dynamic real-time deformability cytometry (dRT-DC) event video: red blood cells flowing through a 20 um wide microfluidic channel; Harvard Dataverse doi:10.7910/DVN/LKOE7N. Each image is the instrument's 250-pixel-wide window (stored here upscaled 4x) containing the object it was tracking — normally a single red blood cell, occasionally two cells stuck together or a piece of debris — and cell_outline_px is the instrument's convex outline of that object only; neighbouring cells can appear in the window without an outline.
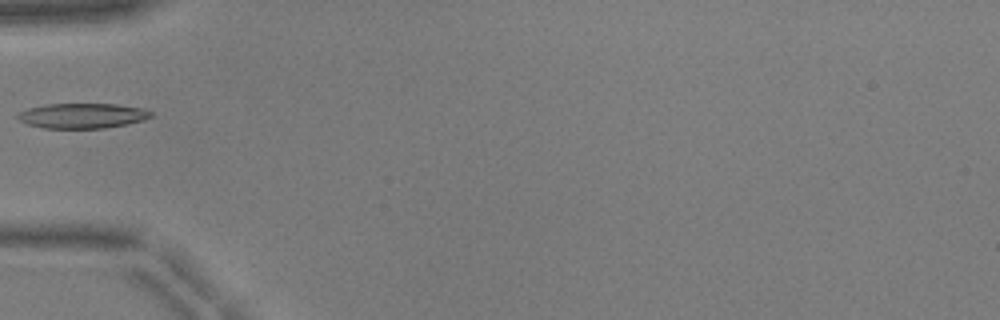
{"species": "common noctule bat (a hibernating species)", "species_latin": "Nyctalus noctula", "temperature_condition": "warm", "stored_images_in_passage": 18, "camera_frame_rate_fps": 3000, "um_per_image_px": 0.085, "animal": {"sex": "male", "body_mass_g": 17.9, "forearm_length_mm": 54.2}, "frame": {"image": 1, "passage_image": 1, "time_ms": 0.0, "image_size_px": [1000, 320], "cell_outline_px": [[152, 116], [140, 120], [124, 124], [104, 128], [44, 128], [28, 124], [20, 120], [16, 116], [16, 112], [28, 108], [44, 104], [116, 104], [140, 108], [152, 112]], "centroid_in_image_um": [6.92, 9.83], "position_along_channel_um": 78.1, "area_um2": 19.25}}
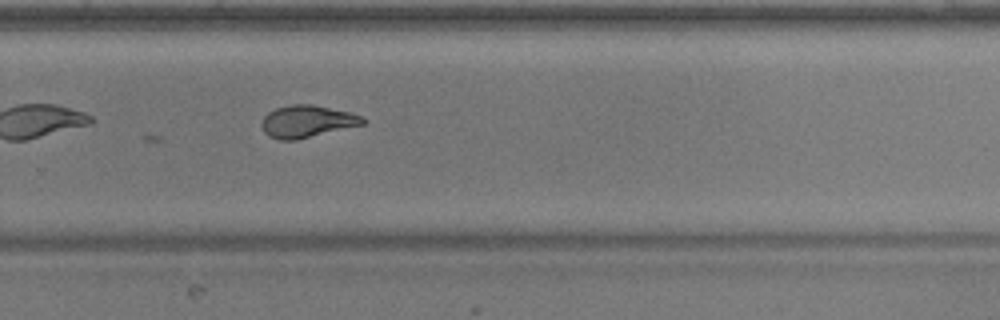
{"frame": {"image": 2, "passage_image": 18, "time_ms": 5.667, "image_size_px": [1000, 320], "cell_outline_px": [[368, 120], [364, 124], [296, 140], [280, 140], [268, 136], [264, 132], [260, 124], [264, 116], [268, 112], [276, 108], [292, 104], [312, 104], [352, 112]], "centroid_in_image_um": [26.09, 10.31], "position_along_channel_um": 303.7, "area_um2": 19.07}}